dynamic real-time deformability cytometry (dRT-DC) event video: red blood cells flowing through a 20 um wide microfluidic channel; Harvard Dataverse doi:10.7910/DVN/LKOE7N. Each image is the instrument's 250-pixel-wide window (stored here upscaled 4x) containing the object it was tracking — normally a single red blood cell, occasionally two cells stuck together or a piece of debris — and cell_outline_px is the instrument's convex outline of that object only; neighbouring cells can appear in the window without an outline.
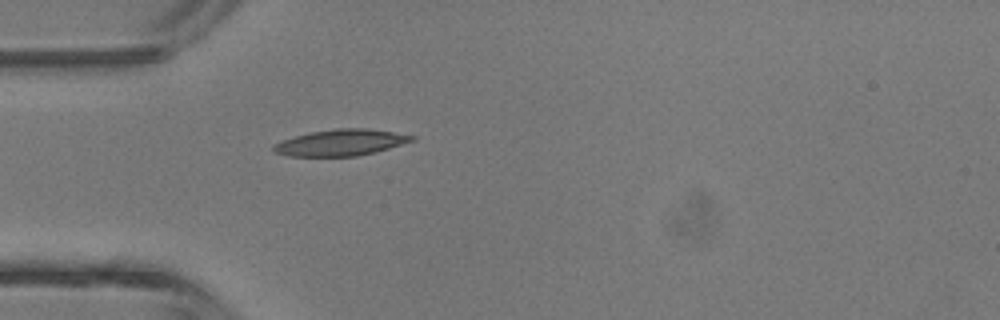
{"species": "common noctule bat (a hibernating species)", "species_latin": "Nyctalus noctula", "temperature_condition": "room temperature", "stored_images_in_passage": 2, "camera_frame_rate_fps": 3000, "um_per_image_px": 0.085, "animal": {"sex": "male", "body_mass_g": 13.3}, "frame": {"image": 1, "passage_image": 2, "time_ms": 1.333, "image_size_px": [1000, 320], "cell_outline_px": [[416, 140], [376, 152], [356, 156], [288, 156], [272, 152], [272, 144], [296, 136], [312, 132], [336, 128], [368, 128], [416, 136]], "centroid_in_image_um": [28.97, 12.12], "position_along_channel_um": 56.0, "area_um2": 21.21}}